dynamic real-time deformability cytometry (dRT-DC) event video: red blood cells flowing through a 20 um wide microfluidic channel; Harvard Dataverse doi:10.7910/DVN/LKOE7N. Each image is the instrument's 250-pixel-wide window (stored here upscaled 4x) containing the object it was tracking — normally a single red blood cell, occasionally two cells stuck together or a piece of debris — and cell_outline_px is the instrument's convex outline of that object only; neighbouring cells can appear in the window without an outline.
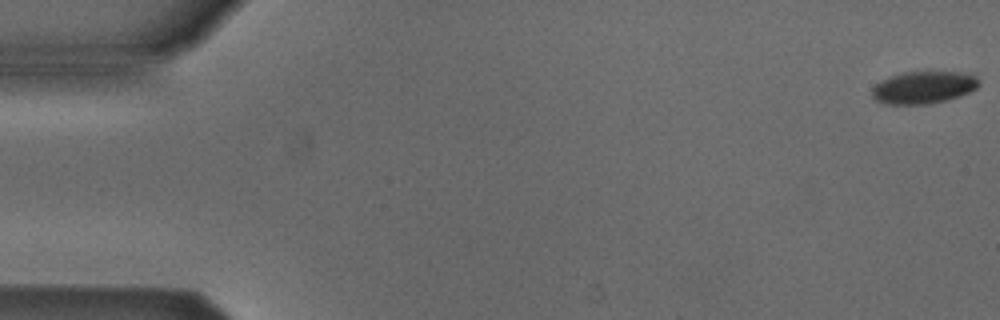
{"species": "Egyptian fruit bat (a non-hibernating species)", "species_latin": "Rousettus aegyptiacus", "temperature_condition": "cold", "stored_images_in_passage": 54, "camera_frame_rate_fps": 3000, "um_per_image_px": 0.085, "animal": {"sex": "male"}, "frame": {"image": 1, "passage_image": 1, "time_ms": 0.0, "image_size_px": [1000, 320], "cell_outline_px": [[980, 84], [976, 88], [968, 92], [944, 100], [924, 104], [888, 104], [876, 100], [872, 96], [872, 88], [876, 84], [892, 76], [904, 72], [956, 72], [976, 76]], "centroid_in_image_um": [78.48, 7.43], "position_along_channel_um": 6.5, "area_um2": 19.59}}
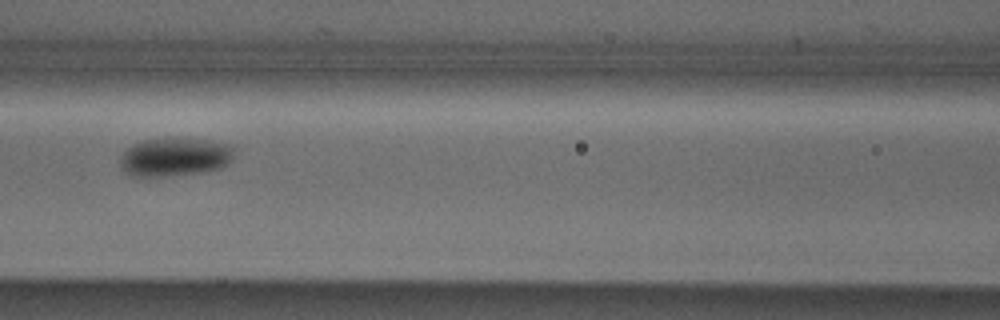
{"frame": {"image": 2, "passage_image": 24, "time_ms": 7.667, "image_size_px": [1000, 320], "cell_outline_px": [[232, 160], [228, 164], [220, 168], [200, 172], [164, 176], [128, 176], [120, 168], [120, 156], [128, 148], [144, 140], [168, 136], [180, 136], [208, 140], [232, 144]], "centroid_in_image_um": [14.84, 13.31], "position_along_channel_um": 151.8, "area_um2": 26.13}}
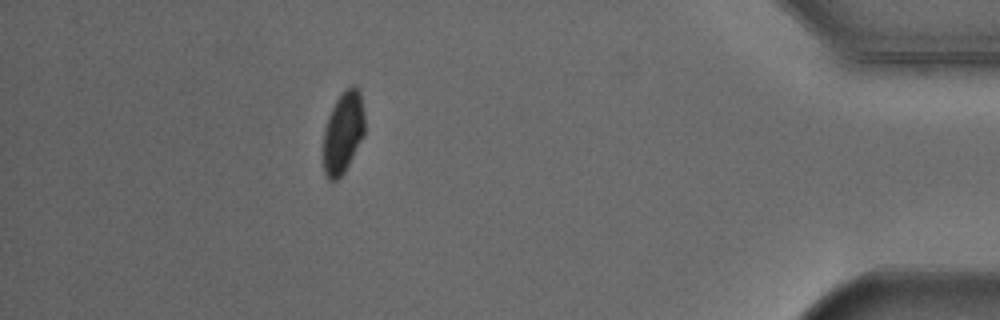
{"frame": {"image": 3, "passage_image": 48, "time_ms": 15.667, "image_size_px": [1000, 320], "cell_outline_px": [[364, 136], [344, 172], [336, 180], [328, 180], [324, 176], [324, 128], [328, 116], [336, 100], [344, 88], [352, 84], [356, 84], [360, 92], [364, 112]], "centroid_in_image_um": [29.17, 11.22], "position_along_channel_um": 406.0, "area_um2": 19.88}, "authors_computed_cell_mechanics": {"area_um2": 22.8888, "velocity_mm_per_s": 3.8455, "shape_relaxation_time_tau1_ms": 1.7116, "shape_relaxation_time_tau2_ms": null, "deformation_change_tau1": 0.0743, "deformation_change_tau2": null}}